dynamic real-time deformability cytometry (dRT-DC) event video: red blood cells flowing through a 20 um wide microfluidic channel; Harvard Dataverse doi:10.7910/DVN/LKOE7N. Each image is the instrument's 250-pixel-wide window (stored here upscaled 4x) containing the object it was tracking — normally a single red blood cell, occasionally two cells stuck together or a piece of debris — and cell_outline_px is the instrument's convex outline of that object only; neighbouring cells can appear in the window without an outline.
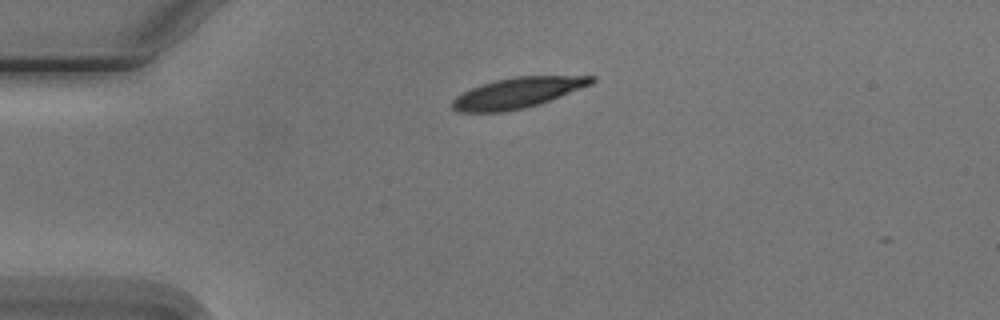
{"species": "Egyptian fruit bat (a non-hibernating species)", "species_latin": "Rousettus aegyptiacus", "temperature_condition": "cold", "stored_images_in_passage": 4, "camera_frame_rate_fps": 3000, "um_per_image_px": 0.085, "animal": {"sex": "male"}, "frame": {"image": 1, "passage_image": 4, "time_ms": 3.667, "image_size_px": [1000, 320], "cell_outline_px": [[596, 80], [592, 84], [540, 104], [524, 108], [504, 112], [456, 112], [452, 108], [452, 100], [456, 96], [480, 84], [496, 80], [516, 76], [596, 76]], "centroid_in_image_um": [43.99, 7.89], "position_along_channel_um": 41.0, "area_um2": 24.74}}